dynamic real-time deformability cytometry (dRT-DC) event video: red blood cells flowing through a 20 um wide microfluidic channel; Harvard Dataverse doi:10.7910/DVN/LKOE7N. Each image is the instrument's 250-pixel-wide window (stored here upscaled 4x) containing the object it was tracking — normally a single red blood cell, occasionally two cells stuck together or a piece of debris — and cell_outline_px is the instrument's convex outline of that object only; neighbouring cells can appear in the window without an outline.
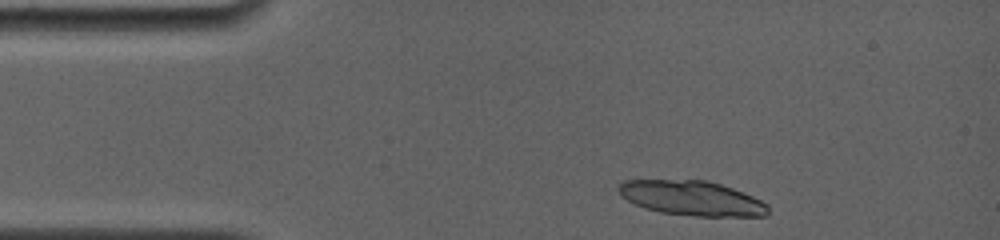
{"species": "common noctule bat (a hibernating species)", "species_latin": "Nyctalus noctula", "temperature_condition": "room temperature", "stored_images_in_passage": 2, "camera_frame_rate_fps": 4000, "um_per_image_px": 0.085, "animal": {"sex": "female", "body_mass_g": 19.0, "forearm_length_mm": 56.7}, "frame": {"image": 1, "passage_image": 1, "time_ms": 0.0, "image_size_px": [1000, 240], "cell_outline_px": [[768, 216], [692, 216], [660, 212], [644, 208], [620, 196], [616, 188], [624, 180], [708, 180], [732, 188], [752, 196], [768, 204]], "centroid_in_image_um": [58.78, 16.84], "position_along_channel_um": 26.2, "area_um2": 30.29}}